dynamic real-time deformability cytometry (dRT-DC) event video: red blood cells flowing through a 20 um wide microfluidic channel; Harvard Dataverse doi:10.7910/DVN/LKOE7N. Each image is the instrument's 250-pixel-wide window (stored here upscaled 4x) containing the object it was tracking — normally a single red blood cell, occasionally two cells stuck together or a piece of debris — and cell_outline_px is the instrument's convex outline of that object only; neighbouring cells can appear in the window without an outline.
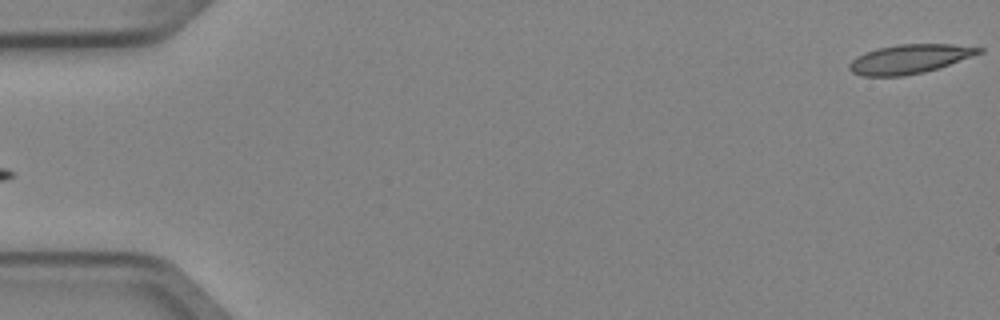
{"species": "Egyptian fruit bat (a non-hibernating species)", "species_latin": "Rousettus aegyptiacus", "temperature_condition": "cold", "stored_images_in_passage": 4, "segment_of_instrument_passage": [2, 2], "camera_frame_rate_fps": 3000, "um_per_image_px": 0.085, "animal": {"sex": "female"}, "frame": {"image": 1, "passage_image": 4, "time_ms": 1.0, "image_size_px": [1000, 320], "cell_outline_px": [[984, 52], [940, 68], [924, 72], [904, 76], [860, 76], [852, 72], [848, 68], [848, 64], [856, 56], [864, 52], [876, 48], [896, 44], [952, 44], [984, 48]], "centroid_in_image_um": [77.3, 5.01], "position_along_channel_um": 7.7, "area_um2": 22.31}}